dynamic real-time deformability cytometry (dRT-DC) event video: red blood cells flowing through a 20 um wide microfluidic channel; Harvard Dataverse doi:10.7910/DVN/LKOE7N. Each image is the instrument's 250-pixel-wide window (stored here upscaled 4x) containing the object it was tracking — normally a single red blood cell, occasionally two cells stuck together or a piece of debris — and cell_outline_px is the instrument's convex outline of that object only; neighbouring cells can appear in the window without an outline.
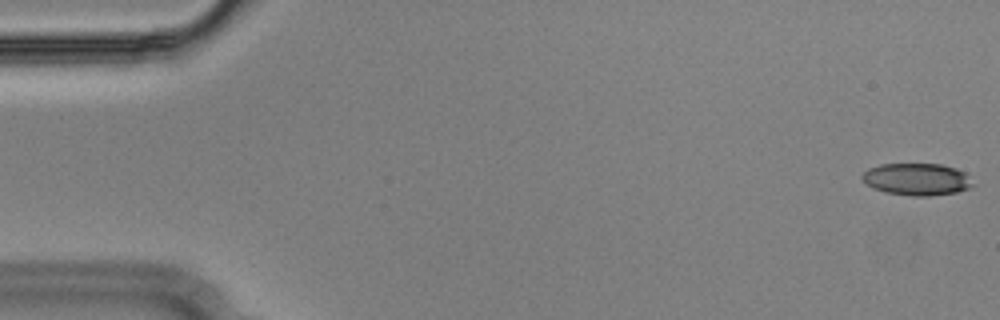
{"species": "Egyptian fruit bat (a non-hibernating species)", "species_latin": "Rousettus aegyptiacus", "temperature_condition": "cold", "stored_images_in_passage": 50, "camera_frame_rate_fps": 3000, "um_per_image_px": 0.085, "animal": {"sex": "male"}, "frame": {"image": 1, "passage_image": 1, "time_ms": 0.0, "image_size_px": [1000, 320], "cell_outline_px": [[972, 184], [968, 188], [956, 192], [928, 196], [912, 196], [884, 192], [872, 188], [860, 176], [868, 168], [880, 164], [940, 164], [956, 168], [964, 172]], "centroid_in_image_um": [77.88, 15.23], "position_along_channel_um": 7.1, "area_um2": 20.52}}
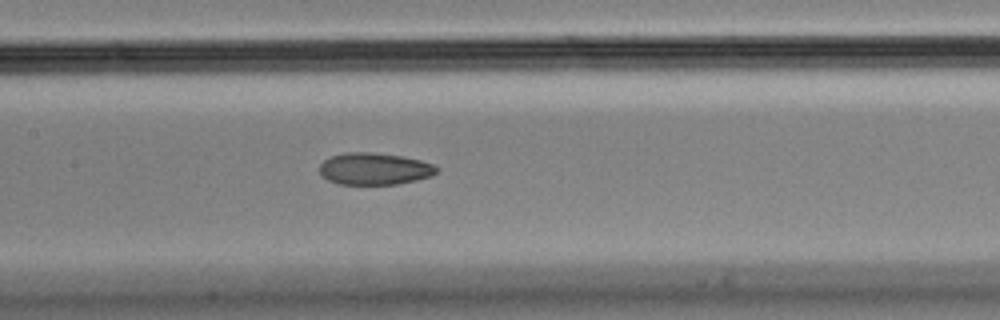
{"frame": {"image": 2, "passage_image": 26, "time_ms": 8.333, "image_size_px": [1000, 320], "cell_outline_px": [[440, 168], [432, 176], [416, 180], [396, 184], [340, 184], [328, 180], [320, 172], [320, 164], [324, 160], [332, 156], [344, 152], [372, 152], [404, 156], [436, 164]], "centroid_in_image_um": [31.87, 14.34], "position_along_channel_um": 175.5, "area_um2": 21.91}}
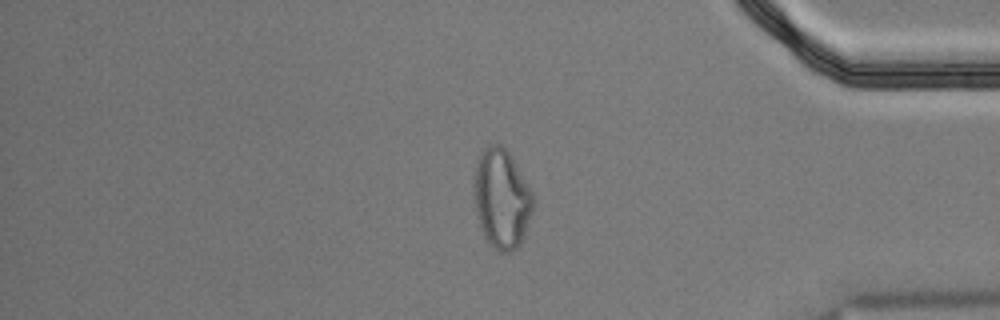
{"frame": {"image": 3, "passage_image": 46, "time_ms": 15.0, "image_size_px": [1000, 320], "cell_outline_px": [[536, 200], [524, 236], [520, 244], [516, 248], [508, 252], [500, 252], [484, 236], [480, 224], [472, 192], [472, 176], [480, 152], [488, 144], [500, 144], [508, 152], [532, 192]], "centroid_in_image_um": [42.62, 16.86], "position_along_channel_um": 392.6, "area_um2": 34.28}}